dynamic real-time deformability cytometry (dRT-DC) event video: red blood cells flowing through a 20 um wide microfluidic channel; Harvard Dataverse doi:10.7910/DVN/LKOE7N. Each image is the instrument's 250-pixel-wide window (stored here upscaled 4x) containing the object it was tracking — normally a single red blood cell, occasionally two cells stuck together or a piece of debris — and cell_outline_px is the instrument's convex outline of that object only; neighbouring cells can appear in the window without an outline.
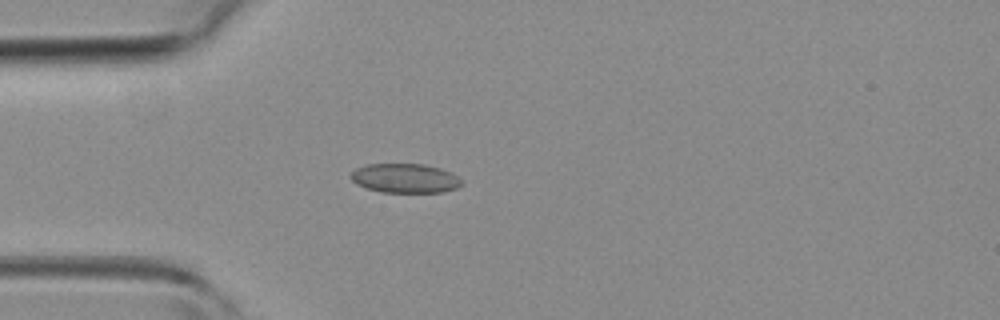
{"species": "common noctule bat (a hibernating species)", "species_latin": "Nyctalus noctula", "temperature_condition": "room temperature", "stored_images_in_passage": 3, "camera_frame_rate_fps": 3000, "um_per_image_px": 0.085, "animal": {"sex": "female", "body_mass_g": 19.3, "forearm_length_mm": 54.1}, "frame": {"image": 1, "passage_image": 3, "time_ms": 3.333, "image_size_px": [1000, 320], "cell_outline_px": [[464, 184], [456, 188], [444, 192], [380, 192], [356, 184], [348, 176], [356, 168], [368, 164], [424, 164], [440, 168], [452, 172]], "centroid_in_image_um": [34.43, 15.15], "position_along_channel_um": 50.6, "area_um2": 18.96}}